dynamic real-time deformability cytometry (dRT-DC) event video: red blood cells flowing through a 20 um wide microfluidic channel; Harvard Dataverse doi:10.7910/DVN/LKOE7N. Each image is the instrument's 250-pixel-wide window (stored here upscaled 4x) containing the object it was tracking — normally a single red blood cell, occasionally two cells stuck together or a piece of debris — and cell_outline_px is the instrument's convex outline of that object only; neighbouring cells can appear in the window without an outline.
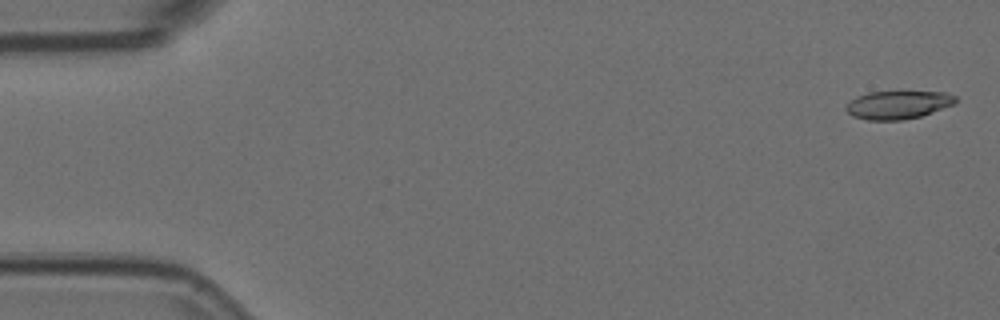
{"species": "Egyptian fruit bat (a non-hibernating species)", "species_latin": "Rousettus aegyptiacus", "temperature_condition": "room temperature", "stored_images_in_passage": 29, "camera_frame_rate_fps": 3000, "um_per_image_px": 0.085, "animal": {"sex": "female"}, "frame": {"image": 1, "passage_image": 2, "time_ms": 0.333, "image_size_px": [1000, 320], "cell_outline_px": [[956, 104], [920, 116], [904, 120], [868, 120], [852, 116], [844, 108], [856, 96], [868, 92], [900, 88], [948, 92], [956, 96]], "centroid_in_image_um": [76.38, 8.84], "position_along_channel_um": 8.6, "area_um2": 19.13}}
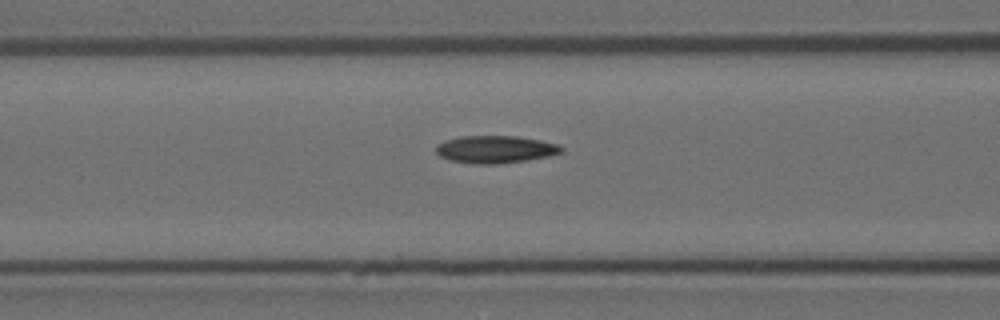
{"frame": {"image": 2, "passage_image": 22, "time_ms": 7.0, "image_size_px": [1000, 320], "cell_outline_px": [[564, 152], [548, 156], [500, 164], [476, 164], [452, 160], [440, 156], [436, 152], [436, 144], [444, 140], [460, 136], [516, 136], [540, 140], [556, 144], [564, 148]], "centroid_in_image_um": [42.09, 12.69], "position_along_channel_um": 124.5, "area_um2": 20.0}}
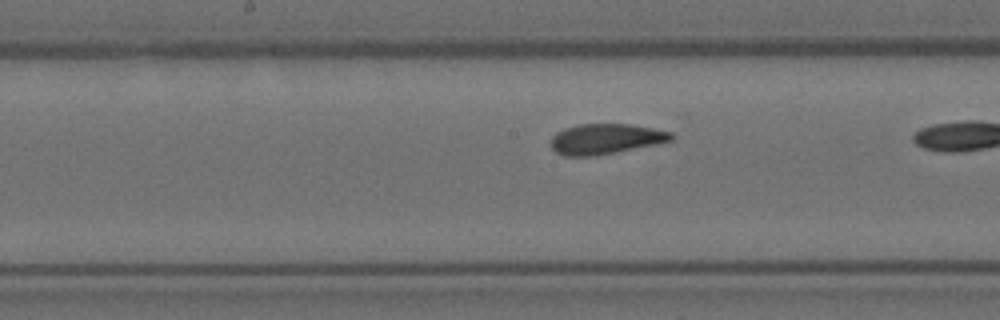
{"frame": {"image": 3, "passage_image": 29, "time_ms": 9.333, "image_size_px": [1000, 320], "cell_outline_px": [[676, 136], [672, 140], [660, 144], [596, 156], [564, 156], [556, 152], [552, 148], [552, 136], [556, 132], [564, 128], [580, 124], [632, 124], [672, 132]], "centroid_in_image_um": [51.52, 11.81], "position_along_channel_um": 196.7, "area_um2": 21.56}}